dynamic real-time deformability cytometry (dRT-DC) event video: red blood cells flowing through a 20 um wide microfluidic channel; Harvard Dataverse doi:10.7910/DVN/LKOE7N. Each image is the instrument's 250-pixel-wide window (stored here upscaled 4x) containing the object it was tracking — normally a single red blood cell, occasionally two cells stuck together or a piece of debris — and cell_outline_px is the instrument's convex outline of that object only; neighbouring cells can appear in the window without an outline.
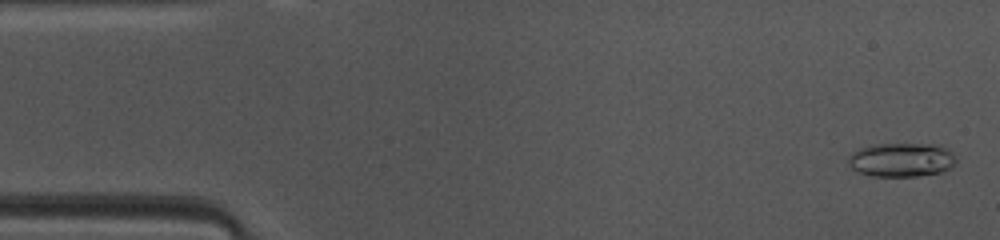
{"species": "common noctule bat (a hibernating species)", "species_latin": "Nyctalus noctula", "temperature_condition": "warm", "stored_images_in_passage": 47, "camera_frame_rate_fps": 3000, "um_per_image_px": 0.085, "animal": {"sex": "female", "body_mass_g": 10.0, "forearm_length_mm": 53.1}, "frame": {"image": 1, "passage_image": 2, "time_ms": 0.333, "image_size_px": [1000, 240], "cell_outline_px": [[956, 160], [948, 168], [940, 172], [916, 176], [872, 176], [860, 172], [852, 168], [848, 164], [848, 156], [860, 148], [876, 144], [936, 144], [952, 152]], "centroid_in_image_um": [76.59, 13.58], "position_along_channel_um": 8.4, "area_um2": 21.04}}
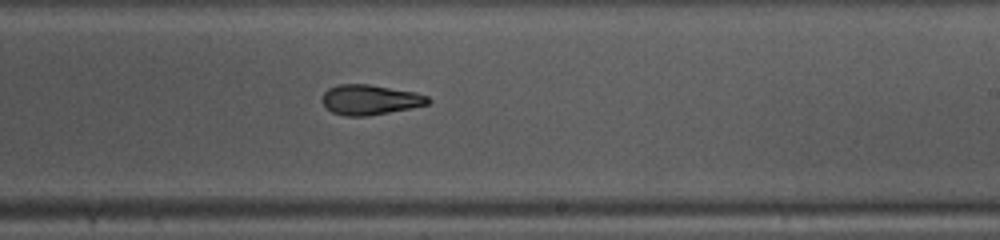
{"frame": {"image": 2, "passage_image": 27, "time_ms": 8.667, "image_size_px": [1000, 240], "cell_outline_px": [[432, 100], [428, 104], [368, 116], [344, 116], [332, 112], [320, 100], [324, 92], [328, 88], [336, 84], [368, 84], [416, 92], [428, 96]], "centroid_in_image_um": [31.43, 8.47], "position_along_channel_um": 257.6, "area_um2": 18.55}}
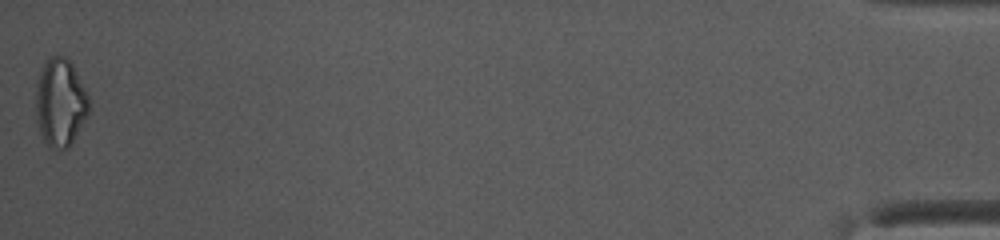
{"frame": {"image": 3, "passage_image": 47, "time_ms": 15.333, "image_size_px": [1000, 240], "cell_outline_px": [[88, 112], [72, 144], [68, 148], [48, 148], [40, 132], [36, 120], [36, 80], [48, 56], [68, 56], [88, 96]], "centroid_in_image_um": [5.1, 8.71], "position_along_channel_um": 430.1, "area_um2": 27.17}, "authors_computed_cell_mechanics": {"area_um2": 19.3052, "velocity_mm_per_s": 4.1665, "shape_relaxation_time_tau1_ms": 5.8087, "shape_relaxation_time_tau2_ms": 2.8208, "deformation_change_tau1": 0.1532, "deformation_change_tau2": 0.1124}}